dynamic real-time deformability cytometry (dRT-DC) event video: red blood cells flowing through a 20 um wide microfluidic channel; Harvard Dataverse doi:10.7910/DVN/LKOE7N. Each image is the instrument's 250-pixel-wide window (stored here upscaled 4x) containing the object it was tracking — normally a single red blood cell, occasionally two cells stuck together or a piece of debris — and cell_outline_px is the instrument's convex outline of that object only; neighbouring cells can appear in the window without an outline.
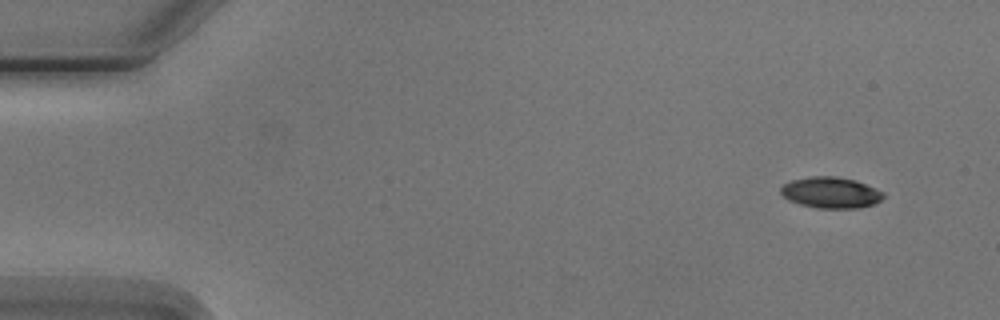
{"species": "Egyptian fruit bat (a non-hibernating species)", "species_latin": "Rousettus aegyptiacus", "temperature_condition": "cold", "stored_images_in_passage": 7, "camera_frame_rate_fps": 3000, "um_per_image_px": 0.085, "animal": {"sex": "male"}, "frame": {"image": 1, "passage_image": 2, "time_ms": 1.333, "image_size_px": [1000, 320], "cell_outline_px": [[884, 196], [876, 204], [860, 208], [816, 208], [800, 204], [788, 200], [780, 192], [780, 188], [784, 184], [792, 180], [812, 176], [836, 176], [856, 180], [880, 192]], "centroid_in_image_um": [70.58, 16.38], "position_along_channel_um": 14.4, "area_um2": 18.44}}
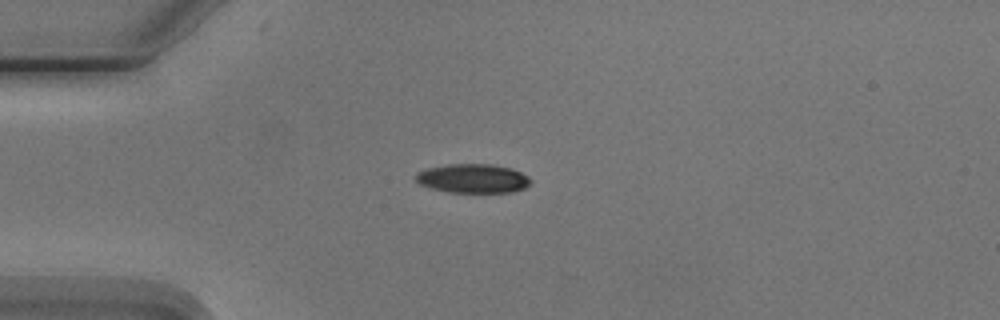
{"frame": {"image": 2, "passage_image": 5, "time_ms": 4.667, "image_size_px": [1000, 320], "cell_outline_px": [[532, 184], [524, 188], [512, 192], [448, 192], [432, 188], [420, 184], [412, 176], [416, 172], [428, 168], [448, 164], [492, 164], [512, 168], [528, 176], [532, 180]], "centroid_in_image_um": [40.2, 15.16], "position_along_channel_um": 44.8, "area_um2": 19.59}}
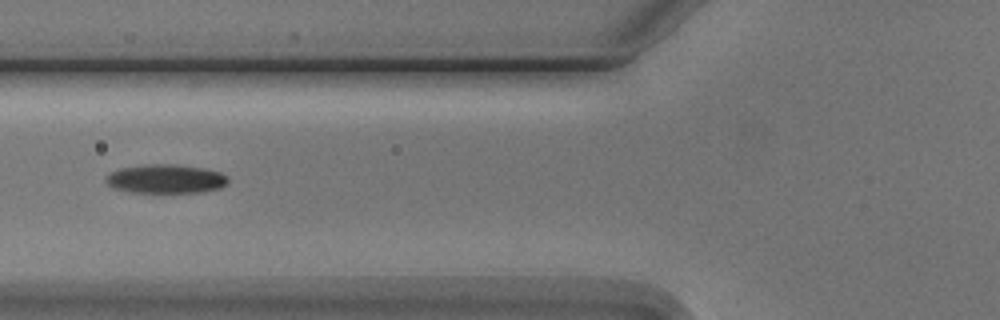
{"frame": {"image": 3, "passage_image": 7, "time_ms": 7.0, "image_size_px": [1000, 320], "cell_outline_px": [[228, 184], [220, 188], [204, 192], [132, 192], [112, 188], [104, 180], [112, 172], [120, 168], [144, 164], [172, 164], [204, 168], [220, 172], [228, 176]], "centroid_in_image_um": [14.12, 15.2], "position_along_channel_um": 111.7, "area_um2": 20.63}}